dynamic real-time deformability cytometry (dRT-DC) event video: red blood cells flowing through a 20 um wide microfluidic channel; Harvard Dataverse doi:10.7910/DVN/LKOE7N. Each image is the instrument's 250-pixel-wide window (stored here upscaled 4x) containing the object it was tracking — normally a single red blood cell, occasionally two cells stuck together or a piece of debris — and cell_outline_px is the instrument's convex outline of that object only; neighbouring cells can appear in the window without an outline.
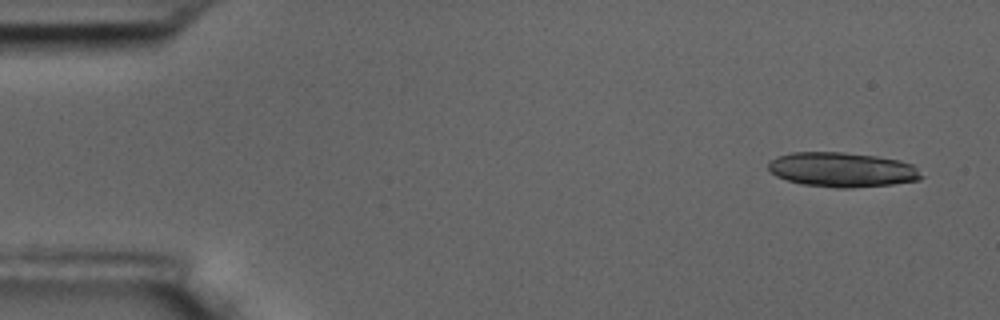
{"species": "common noctule bat (a hibernating species)", "species_latin": "Nyctalus noctula", "temperature_condition": "room temperature", "stored_images_in_passage": 4, "camera_frame_rate_fps": 3000, "um_per_image_px": 0.085, "animal": {"sex": "male", "body_mass_g": 17.5, "forearm_length_mm": 52.3}, "frame": {"image": 1, "passage_image": 1, "time_ms": 0.0, "image_size_px": [1000, 320], "cell_outline_px": [[924, 176], [920, 180], [892, 184], [852, 188], [836, 188], [800, 184], [776, 176], [768, 168], [768, 160], [776, 156], [792, 152], [844, 152], [876, 156], [900, 160], [912, 164]], "centroid_in_image_um": [71.57, 14.42], "position_along_channel_um": 13.4, "area_um2": 31.15}}